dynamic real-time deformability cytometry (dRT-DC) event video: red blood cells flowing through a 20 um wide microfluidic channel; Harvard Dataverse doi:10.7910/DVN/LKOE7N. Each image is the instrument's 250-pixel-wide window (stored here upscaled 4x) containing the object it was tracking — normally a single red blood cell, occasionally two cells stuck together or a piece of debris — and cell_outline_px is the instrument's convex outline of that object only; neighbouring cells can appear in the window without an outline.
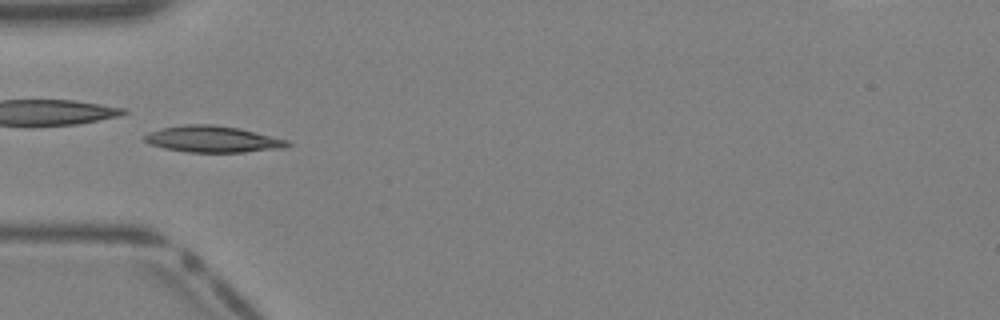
{"species": "Egyptian fruit bat (a non-hibernating species)", "species_latin": "Rousettus aegyptiacus", "temperature_condition": "warm", "stored_images_in_passage": 39, "camera_frame_rate_fps": 3000, "um_per_image_px": 0.085, "animal": {"sex": "female"}, "frame": {"image": 1, "passage_image": 12, "time_ms": 3.667, "image_size_px": [1000, 320], "cell_outline_px": [[292, 144], [284, 148], [244, 152], [188, 152], [164, 148], [148, 144], [144, 140], [144, 136], [148, 132], [160, 128], [184, 124], [212, 124], [236, 128], [288, 140]], "centroid_in_image_um": [18.03, 11.83], "position_along_channel_um": 67.0, "area_um2": 21.91}}
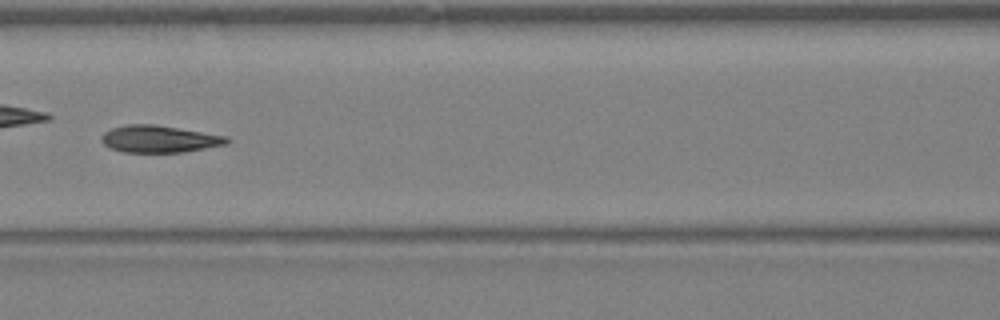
{"frame": {"image": 2, "passage_image": 17, "time_ms": 5.333, "image_size_px": [1000, 320], "cell_outline_px": [[232, 140], [228, 144], [184, 152], [124, 152], [112, 148], [104, 144], [100, 140], [100, 136], [104, 132], [112, 128], [128, 124], [156, 124], [228, 136]], "centroid_in_image_um": [13.57, 11.81], "position_along_channel_um": 153.0, "area_um2": 19.94}}